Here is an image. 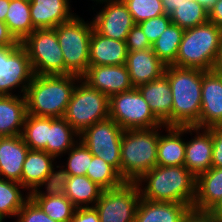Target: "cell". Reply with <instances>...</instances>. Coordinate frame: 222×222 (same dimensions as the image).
<instances>
[{
	"instance_id": "6da1fadb",
	"label": "cell",
	"mask_w": 222,
	"mask_h": 222,
	"mask_svg": "<svg viewBox=\"0 0 222 222\" xmlns=\"http://www.w3.org/2000/svg\"><path fill=\"white\" fill-rule=\"evenodd\" d=\"M135 182L141 198L153 202L182 203L193 208L196 177L185 166L156 165ZM142 182L146 183L145 187Z\"/></svg>"
},
{
	"instance_id": "7a4b0ae2",
	"label": "cell",
	"mask_w": 222,
	"mask_h": 222,
	"mask_svg": "<svg viewBox=\"0 0 222 222\" xmlns=\"http://www.w3.org/2000/svg\"><path fill=\"white\" fill-rule=\"evenodd\" d=\"M81 77L69 75H34L25 93L27 114L63 117L72 92Z\"/></svg>"
},
{
	"instance_id": "3957f363",
	"label": "cell",
	"mask_w": 222,
	"mask_h": 222,
	"mask_svg": "<svg viewBox=\"0 0 222 222\" xmlns=\"http://www.w3.org/2000/svg\"><path fill=\"white\" fill-rule=\"evenodd\" d=\"M203 70L167 65L173 97L172 126H196L200 120Z\"/></svg>"
},
{
	"instance_id": "277c9868",
	"label": "cell",
	"mask_w": 222,
	"mask_h": 222,
	"mask_svg": "<svg viewBox=\"0 0 222 222\" xmlns=\"http://www.w3.org/2000/svg\"><path fill=\"white\" fill-rule=\"evenodd\" d=\"M160 127L124 130L121 139L120 176L125 182L137 181L157 165Z\"/></svg>"
},
{
	"instance_id": "5b68a950",
	"label": "cell",
	"mask_w": 222,
	"mask_h": 222,
	"mask_svg": "<svg viewBox=\"0 0 222 222\" xmlns=\"http://www.w3.org/2000/svg\"><path fill=\"white\" fill-rule=\"evenodd\" d=\"M222 40V29L211 21L184 31L176 61L181 68L212 71Z\"/></svg>"
},
{
	"instance_id": "8992f818",
	"label": "cell",
	"mask_w": 222,
	"mask_h": 222,
	"mask_svg": "<svg viewBox=\"0 0 222 222\" xmlns=\"http://www.w3.org/2000/svg\"><path fill=\"white\" fill-rule=\"evenodd\" d=\"M93 29L92 21L87 23L77 15L55 27L65 61V75L74 74L82 77L87 72Z\"/></svg>"
},
{
	"instance_id": "52a82bcc",
	"label": "cell",
	"mask_w": 222,
	"mask_h": 222,
	"mask_svg": "<svg viewBox=\"0 0 222 222\" xmlns=\"http://www.w3.org/2000/svg\"><path fill=\"white\" fill-rule=\"evenodd\" d=\"M63 118L80 135L94 123L109 118V98L80 78Z\"/></svg>"
},
{
	"instance_id": "ba28073f",
	"label": "cell",
	"mask_w": 222,
	"mask_h": 222,
	"mask_svg": "<svg viewBox=\"0 0 222 222\" xmlns=\"http://www.w3.org/2000/svg\"><path fill=\"white\" fill-rule=\"evenodd\" d=\"M21 44L34 75H65V61L55 28L35 29Z\"/></svg>"
},
{
	"instance_id": "9c48e42d",
	"label": "cell",
	"mask_w": 222,
	"mask_h": 222,
	"mask_svg": "<svg viewBox=\"0 0 222 222\" xmlns=\"http://www.w3.org/2000/svg\"><path fill=\"white\" fill-rule=\"evenodd\" d=\"M109 118L123 130L149 129L163 125L137 88L109 98Z\"/></svg>"
},
{
	"instance_id": "30bf717a",
	"label": "cell",
	"mask_w": 222,
	"mask_h": 222,
	"mask_svg": "<svg viewBox=\"0 0 222 222\" xmlns=\"http://www.w3.org/2000/svg\"><path fill=\"white\" fill-rule=\"evenodd\" d=\"M124 130L111 118L94 123L85 129L79 140L94 155L113 166L120 174L121 139Z\"/></svg>"
},
{
	"instance_id": "8fae6325",
	"label": "cell",
	"mask_w": 222,
	"mask_h": 222,
	"mask_svg": "<svg viewBox=\"0 0 222 222\" xmlns=\"http://www.w3.org/2000/svg\"><path fill=\"white\" fill-rule=\"evenodd\" d=\"M141 193L136 182H125L115 189L104 190L94 205L100 222H135Z\"/></svg>"
},
{
	"instance_id": "7c38bea8",
	"label": "cell",
	"mask_w": 222,
	"mask_h": 222,
	"mask_svg": "<svg viewBox=\"0 0 222 222\" xmlns=\"http://www.w3.org/2000/svg\"><path fill=\"white\" fill-rule=\"evenodd\" d=\"M34 77L27 50L16 46L0 47V95H13L12 90L21 87L23 96Z\"/></svg>"
},
{
	"instance_id": "4fadbf2b",
	"label": "cell",
	"mask_w": 222,
	"mask_h": 222,
	"mask_svg": "<svg viewBox=\"0 0 222 222\" xmlns=\"http://www.w3.org/2000/svg\"><path fill=\"white\" fill-rule=\"evenodd\" d=\"M104 8L93 17L94 30L111 39L125 41L135 25L131 13L123 0H106Z\"/></svg>"
},
{
	"instance_id": "5bb4252c",
	"label": "cell",
	"mask_w": 222,
	"mask_h": 222,
	"mask_svg": "<svg viewBox=\"0 0 222 222\" xmlns=\"http://www.w3.org/2000/svg\"><path fill=\"white\" fill-rule=\"evenodd\" d=\"M81 78L108 98L134 88L125 64L89 65L87 72Z\"/></svg>"
},
{
	"instance_id": "9a60e30c",
	"label": "cell",
	"mask_w": 222,
	"mask_h": 222,
	"mask_svg": "<svg viewBox=\"0 0 222 222\" xmlns=\"http://www.w3.org/2000/svg\"><path fill=\"white\" fill-rule=\"evenodd\" d=\"M216 125H222V76L214 71H204L200 120L196 127L210 128Z\"/></svg>"
},
{
	"instance_id": "2e32d148",
	"label": "cell",
	"mask_w": 222,
	"mask_h": 222,
	"mask_svg": "<svg viewBox=\"0 0 222 222\" xmlns=\"http://www.w3.org/2000/svg\"><path fill=\"white\" fill-rule=\"evenodd\" d=\"M125 65L134 88L161 77L167 66L156 56L152 48L128 51Z\"/></svg>"
},
{
	"instance_id": "e0dca14e",
	"label": "cell",
	"mask_w": 222,
	"mask_h": 222,
	"mask_svg": "<svg viewBox=\"0 0 222 222\" xmlns=\"http://www.w3.org/2000/svg\"><path fill=\"white\" fill-rule=\"evenodd\" d=\"M29 150L22 135L0 137V178L21 184L22 167Z\"/></svg>"
},
{
	"instance_id": "ac0fdd59",
	"label": "cell",
	"mask_w": 222,
	"mask_h": 222,
	"mask_svg": "<svg viewBox=\"0 0 222 222\" xmlns=\"http://www.w3.org/2000/svg\"><path fill=\"white\" fill-rule=\"evenodd\" d=\"M156 118L165 126H172L173 97L165 74L137 88Z\"/></svg>"
},
{
	"instance_id": "d6986e66",
	"label": "cell",
	"mask_w": 222,
	"mask_h": 222,
	"mask_svg": "<svg viewBox=\"0 0 222 222\" xmlns=\"http://www.w3.org/2000/svg\"><path fill=\"white\" fill-rule=\"evenodd\" d=\"M200 130L202 133H200ZM196 136L186 141L184 166L197 177L212 166L213 140L209 128L194 126Z\"/></svg>"
},
{
	"instance_id": "ffe728a7",
	"label": "cell",
	"mask_w": 222,
	"mask_h": 222,
	"mask_svg": "<svg viewBox=\"0 0 222 222\" xmlns=\"http://www.w3.org/2000/svg\"><path fill=\"white\" fill-rule=\"evenodd\" d=\"M166 135H159L157 145V165L184 166L186 141L184 133L194 132V126H165Z\"/></svg>"
},
{
	"instance_id": "44dd1931",
	"label": "cell",
	"mask_w": 222,
	"mask_h": 222,
	"mask_svg": "<svg viewBox=\"0 0 222 222\" xmlns=\"http://www.w3.org/2000/svg\"><path fill=\"white\" fill-rule=\"evenodd\" d=\"M69 0H31L30 14L35 29L55 28L68 22L75 15L71 13Z\"/></svg>"
},
{
	"instance_id": "7402d4cb",
	"label": "cell",
	"mask_w": 222,
	"mask_h": 222,
	"mask_svg": "<svg viewBox=\"0 0 222 222\" xmlns=\"http://www.w3.org/2000/svg\"><path fill=\"white\" fill-rule=\"evenodd\" d=\"M127 56L125 41L105 37L93 29L89 48L90 65H123Z\"/></svg>"
},
{
	"instance_id": "603a6c76",
	"label": "cell",
	"mask_w": 222,
	"mask_h": 222,
	"mask_svg": "<svg viewBox=\"0 0 222 222\" xmlns=\"http://www.w3.org/2000/svg\"><path fill=\"white\" fill-rule=\"evenodd\" d=\"M26 116L25 96L0 95V137L21 135Z\"/></svg>"
},
{
	"instance_id": "cb8c5ba5",
	"label": "cell",
	"mask_w": 222,
	"mask_h": 222,
	"mask_svg": "<svg viewBox=\"0 0 222 222\" xmlns=\"http://www.w3.org/2000/svg\"><path fill=\"white\" fill-rule=\"evenodd\" d=\"M192 207L182 203L153 202L141 198L135 222H182Z\"/></svg>"
},
{
	"instance_id": "d4e9b609",
	"label": "cell",
	"mask_w": 222,
	"mask_h": 222,
	"mask_svg": "<svg viewBox=\"0 0 222 222\" xmlns=\"http://www.w3.org/2000/svg\"><path fill=\"white\" fill-rule=\"evenodd\" d=\"M222 199V168L211 167L196 177L193 208L210 211Z\"/></svg>"
},
{
	"instance_id": "484cf974",
	"label": "cell",
	"mask_w": 222,
	"mask_h": 222,
	"mask_svg": "<svg viewBox=\"0 0 222 222\" xmlns=\"http://www.w3.org/2000/svg\"><path fill=\"white\" fill-rule=\"evenodd\" d=\"M56 158L45 151L29 150L22 167L21 185L34 191L47 177L54 167Z\"/></svg>"
},
{
	"instance_id": "4316f807",
	"label": "cell",
	"mask_w": 222,
	"mask_h": 222,
	"mask_svg": "<svg viewBox=\"0 0 222 222\" xmlns=\"http://www.w3.org/2000/svg\"><path fill=\"white\" fill-rule=\"evenodd\" d=\"M104 189L86 175L69 176L64 195L76 208L94 207ZM94 204V205H93Z\"/></svg>"
},
{
	"instance_id": "83f0119b",
	"label": "cell",
	"mask_w": 222,
	"mask_h": 222,
	"mask_svg": "<svg viewBox=\"0 0 222 222\" xmlns=\"http://www.w3.org/2000/svg\"><path fill=\"white\" fill-rule=\"evenodd\" d=\"M79 134L63 118H50L47 153L57 158L67 153L79 140Z\"/></svg>"
},
{
	"instance_id": "f1b7e54d",
	"label": "cell",
	"mask_w": 222,
	"mask_h": 222,
	"mask_svg": "<svg viewBox=\"0 0 222 222\" xmlns=\"http://www.w3.org/2000/svg\"><path fill=\"white\" fill-rule=\"evenodd\" d=\"M18 42H23L34 30L30 14V2L10 0L4 22Z\"/></svg>"
},
{
	"instance_id": "f546056e",
	"label": "cell",
	"mask_w": 222,
	"mask_h": 222,
	"mask_svg": "<svg viewBox=\"0 0 222 222\" xmlns=\"http://www.w3.org/2000/svg\"><path fill=\"white\" fill-rule=\"evenodd\" d=\"M184 31L178 25L171 23L152 44L153 52L164 64L172 65L176 61Z\"/></svg>"
},
{
	"instance_id": "4dcf8cb0",
	"label": "cell",
	"mask_w": 222,
	"mask_h": 222,
	"mask_svg": "<svg viewBox=\"0 0 222 222\" xmlns=\"http://www.w3.org/2000/svg\"><path fill=\"white\" fill-rule=\"evenodd\" d=\"M49 129L50 117L27 114L21 135L30 150L47 152Z\"/></svg>"
},
{
	"instance_id": "1f68e13d",
	"label": "cell",
	"mask_w": 222,
	"mask_h": 222,
	"mask_svg": "<svg viewBox=\"0 0 222 222\" xmlns=\"http://www.w3.org/2000/svg\"><path fill=\"white\" fill-rule=\"evenodd\" d=\"M21 189H25L20 183L0 178V222L7 216H17V213L29 199V192L26 198Z\"/></svg>"
},
{
	"instance_id": "d6a6232c",
	"label": "cell",
	"mask_w": 222,
	"mask_h": 222,
	"mask_svg": "<svg viewBox=\"0 0 222 222\" xmlns=\"http://www.w3.org/2000/svg\"><path fill=\"white\" fill-rule=\"evenodd\" d=\"M86 176L104 190L115 189L125 183L124 179L113 166L94 155L87 169Z\"/></svg>"
},
{
	"instance_id": "836d02e7",
	"label": "cell",
	"mask_w": 222,
	"mask_h": 222,
	"mask_svg": "<svg viewBox=\"0 0 222 222\" xmlns=\"http://www.w3.org/2000/svg\"><path fill=\"white\" fill-rule=\"evenodd\" d=\"M173 24L183 30L199 26L208 21V10L195 0H185L170 15Z\"/></svg>"
},
{
	"instance_id": "e575fe53",
	"label": "cell",
	"mask_w": 222,
	"mask_h": 222,
	"mask_svg": "<svg viewBox=\"0 0 222 222\" xmlns=\"http://www.w3.org/2000/svg\"><path fill=\"white\" fill-rule=\"evenodd\" d=\"M30 198L54 221L71 222L76 207L64 194Z\"/></svg>"
},
{
	"instance_id": "d590c367",
	"label": "cell",
	"mask_w": 222,
	"mask_h": 222,
	"mask_svg": "<svg viewBox=\"0 0 222 222\" xmlns=\"http://www.w3.org/2000/svg\"><path fill=\"white\" fill-rule=\"evenodd\" d=\"M56 168H60V170L55 171V167H53L43 182L34 191L29 193V197H50L63 195L65 193L69 174L62 166H56ZM42 186H45V192L39 190Z\"/></svg>"
},
{
	"instance_id": "8d00e7d4",
	"label": "cell",
	"mask_w": 222,
	"mask_h": 222,
	"mask_svg": "<svg viewBox=\"0 0 222 222\" xmlns=\"http://www.w3.org/2000/svg\"><path fill=\"white\" fill-rule=\"evenodd\" d=\"M67 153V166L62 167H66L69 176L86 175L93 157L89 149L79 140Z\"/></svg>"
},
{
	"instance_id": "74e56055",
	"label": "cell",
	"mask_w": 222,
	"mask_h": 222,
	"mask_svg": "<svg viewBox=\"0 0 222 222\" xmlns=\"http://www.w3.org/2000/svg\"><path fill=\"white\" fill-rule=\"evenodd\" d=\"M123 2L135 24L165 14L162 0H123Z\"/></svg>"
},
{
	"instance_id": "f35d334b",
	"label": "cell",
	"mask_w": 222,
	"mask_h": 222,
	"mask_svg": "<svg viewBox=\"0 0 222 222\" xmlns=\"http://www.w3.org/2000/svg\"><path fill=\"white\" fill-rule=\"evenodd\" d=\"M172 23L170 16L163 14L138 23L148 41L153 44Z\"/></svg>"
},
{
	"instance_id": "ab89813d",
	"label": "cell",
	"mask_w": 222,
	"mask_h": 222,
	"mask_svg": "<svg viewBox=\"0 0 222 222\" xmlns=\"http://www.w3.org/2000/svg\"><path fill=\"white\" fill-rule=\"evenodd\" d=\"M17 217L16 222H57L44 213L30 197L17 213Z\"/></svg>"
},
{
	"instance_id": "60d3db41",
	"label": "cell",
	"mask_w": 222,
	"mask_h": 222,
	"mask_svg": "<svg viewBox=\"0 0 222 222\" xmlns=\"http://www.w3.org/2000/svg\"><path fill=\"white\" fill-rule=\"evenodd\" d=\"M128 51L136 52L152 48V44L148 41L141 27L135 24L127 35L125 40Z\"/></svg>"
},
{
	"instance_id": "b9f144b4",
	"label": "cell",
	"mask_w": 222,
	"mask_h": 222,
	"mask_svg": "<svg viewBox=\"0 0 222 222\" xmlns=\"http://www.w3.org/2000/svg\"><path fill=\"white\" fill-rule=\"evenodd\" d=\"M212 132V166L222 168V125H216L209 128Z\"/></svg>"
},
{
	"instance_id": "7bdbcfd3",
	"label": "cell",
	"mask_w": 222,
	"mask_h": 222,
	"mask_svg": "<svg viewBox=\"0 0 222 222\" xmlns=\"http://www.w3.org/2000/svg\"><path fill=\"white\" fill-rule=\"evenodd\" d=\"M71 222H100V218L95 207H81L75 209Z\"/></svg>"
},
{
	"instance_id": "ee69618b",
	"label": "cell",
	"mask_w": 222,
	"mask_h": 222,
	"mask_svg": "<svg viewBox=\"0 0 222 222\" xmlns=\"http://www.w3.org/2000/svg\"><path fill=\"white\" fill-rule=\"evenodd\" d=\"M182 222H219L210 211H201L191 208Z\"/></svg>"
},
{
	"instance_id": "f6af8a7d",
	"label": "cell",
	"mask_w": 222,
	"mask_h": 222,
	"mask_svg": "<svg viewBox=\"0 0 222 222\" xmlns=\"http://www.w3.org/2000/svg\"><path fill=\"white\" fill-rule=\"evenodd\" d=\"M18 42L8 29V26L0 20V47L16 46Z\"/></svg>"
},
{
	"instance_id": "bcb514c9",
	"label": "cell",
	"mask_w": 222,
	"mask_h": 222,
	"mask_svg": "<svg viewBox=\"0 0 222 222\" xmlns=\"http://www.w3.org/2000/svg\"><path fill=\"white\" fill-rule=\"evenodd\" d=\"M208 20L222 29V0H217L208 10Z\"/></svg>"
},
{
	"instance_id": "7dc6e473",
	"label": "cell",
	"mask_w": 222,
	"mask_h": 222,
	"mask_svg": "<svg viewBox=\"0 0 222 222\" xmlns=\"http://www.w3.org/2000/svg\"><path fill=\"white\" fill-rule=\"evenodd\" d=\"M185 0H162L164 13L170 16Z\"/></svg>"
},
{
	"instance_id": "c3c4849f",
	"label": "cell",
	"mask_w": 222,
	"mask_h": 222,
	"mask_svg": "<svg viewBox=\"0 0 222 222\" xmlns=\"http://www.w3.org/2000/svg\"><path fill=\"white\" fill-rule=\"evenodd\" d=\"M212 71L222 76V40Z\"/></svg>"
},
{
	"instance_id": "681fc988",
	"label": "cell",
	"mask_w": 222,
	"mask_h": 222,
	"mask_svg": "<svg viewBox=\"0 0 222 222\" xmlns=\"http://www.w3.org/2000/svg\"><path fill=\"white\" fill-rule=\"evenodd\" d=\"M10 5V0H0V20L5 22L6 13L8 12V7Z\"/></svg>"
},
{
	"instance_id": "f907efd6",
	"label": "cell",
	"mask_w": 222,
	"mask_h": 222,
	"mask_svg": "<svg viewBox=\"0 0 222 222\" xmlns=\"http://www.w3.org/2000/svg\"><path fill=\"white\" fill-rule=\"evenodd\" d=\"M210 212L219 222L222 220V199L210 210Z\"/></svg>"
},
{
	"instance_id": "816d5d0a",
	"label": "cell",
	"mask_w": 222,
	"mask_h": 222,
	"mask_svg": "<svg viewBox=\"0 0 222 222\" xmlns=\"http://www.w3.org/2000/svg\"><path fill=\"white\" fill-rule=\"evenodd\" d=\"M195 1H197L200 5L205 7L207 10H209L217 0H195Z\"/></svg>"
},
{
	"instance_id": "f5cc1de1",
	"label": "cell",
	"mask_w": 222,
	"mask_h": 222,
	"mask_svg": "<svg viewBox=\"0 0 222 222\" xmlns=\"http://www.w3.org/2000/svg\"><path fill=\"white\" fill-rule=\"evenodd\" d=\"M92 1L99 3L101 1H106V0H92Z\"/></svg>"
}]
</instances>
